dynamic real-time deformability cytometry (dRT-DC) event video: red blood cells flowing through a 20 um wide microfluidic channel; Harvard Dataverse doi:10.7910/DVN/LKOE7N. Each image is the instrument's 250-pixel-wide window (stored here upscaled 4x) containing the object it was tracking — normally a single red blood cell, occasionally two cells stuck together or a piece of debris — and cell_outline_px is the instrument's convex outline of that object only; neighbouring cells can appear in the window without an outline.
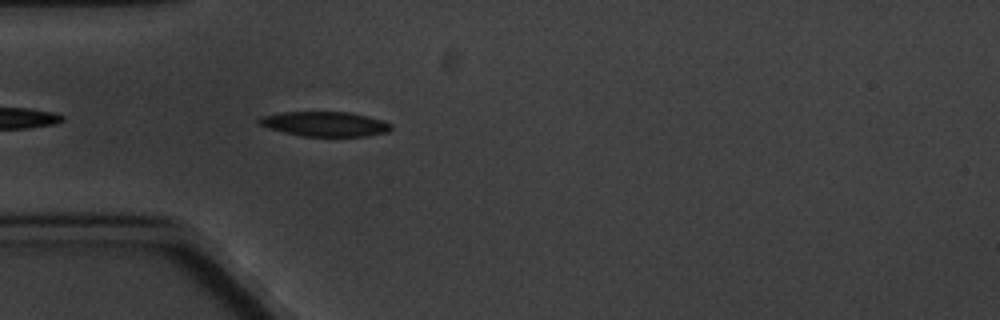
{"species": "common noctule bat (a hibernating species)", "species_latin": "Nyctalus noctula", "temperature_condition": "cold", "stored_images_in_passage": 4, "camera_frame_rate_fps": 3000, "um_per_image_px": 0.085, "animal": {"sex": "male", "body_mass_g": 20.1, "forearm_length_mm": 53.5}, "frame": {"image": 1, "passage_image": 4, "time_ms": 3.333, "image_size_px": [1000, 320], "cell_outline_px": [[392, 128], [388, 132], [364, 136], [300, 136], [268, 128], [260, 124], [256, 120], [260, 116], [280, 112], [348, 112], [368, 116], [384, 120], [392, 124]], "centroid_in_image_um": [27.61, 10.53], "position_along_channel_um": 57.4, "area_um2": 19.13}}